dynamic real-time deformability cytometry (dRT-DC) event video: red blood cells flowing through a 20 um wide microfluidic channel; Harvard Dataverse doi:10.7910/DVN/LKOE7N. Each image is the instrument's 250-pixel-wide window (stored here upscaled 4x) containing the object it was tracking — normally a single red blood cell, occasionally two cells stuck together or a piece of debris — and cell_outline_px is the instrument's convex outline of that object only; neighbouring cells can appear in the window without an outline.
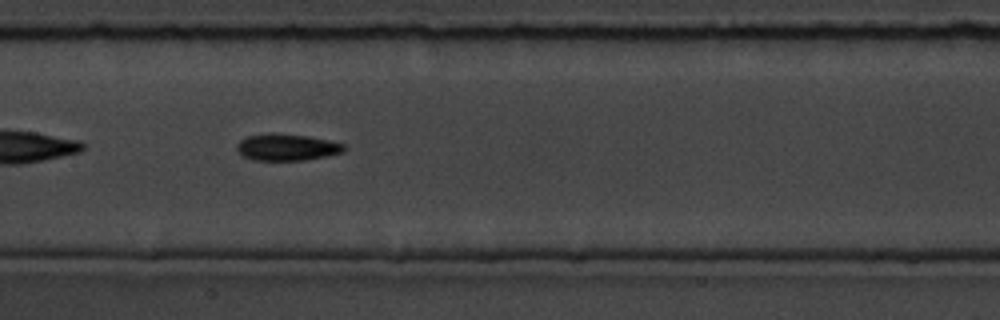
{"species": "common noctule bat (a hibernating species)", "species_latin": "Nyctalus noctula", "temperature_condition": "room temperature", "stored_images_in_passage": 41, "camera_frame_rate_fps": 3000, "um_per_image_px": 0.085, "animal": {"sex": "male", "body_mass_g": 19.5, "forearm_length_mm": 54.6}, "frame": {"image": 1, "passage_image": 12, "time_ms": 3.667, "image_size_px": [1000, 320], "cell_outline_px": [[344, 152], [328, 156], [304, 160], [252, 160], [236, 152], [236, 144], [240, 140], [248, 136], [268, 132], [272, 132], [308, 136], [328, 140], [344, 144]], "centroid_in_image_um": [24.34, 12.51], "position_along_channel_um": 183.1, "area_um2": 16.88}}
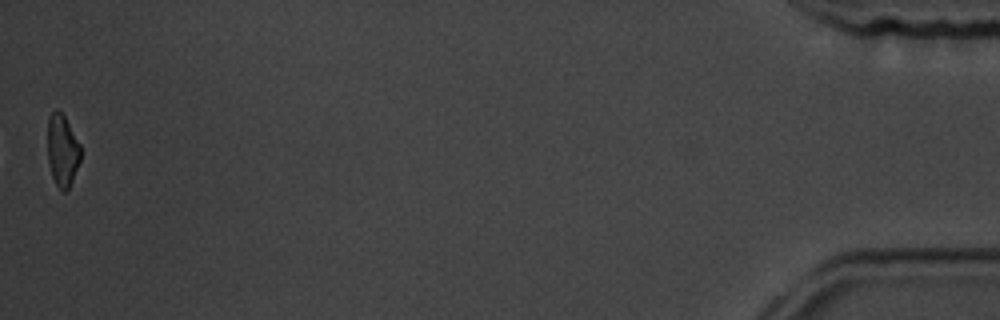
{"frame": {"image": 2, "passage_image": 41, "time_ms": 13.333, "image_size_px": [1000, 320], "cell_outline_px": [[80, 160], [72, 180], [68, 188], [64, 192], [56, 184], [52, 176], [48, 160], [48, 116], [56, 108], [64, 116], [80, 144]], "centroid_in_image_um": [5.29, 12.76], "position_along_channel_um": 429.9, "area_um2": 13.58}, "authors_computed_cell_mechanics": {"area_um2": 15.8372, "velocity_mm_per_s": 3.5652, "shape_relaxation_time_tau1_ms": 5.6061, "shape_relaxation_time_tau2_ms": null, "deformation_change_tau1": 0.1311, "deformation_change_tau2": null}}